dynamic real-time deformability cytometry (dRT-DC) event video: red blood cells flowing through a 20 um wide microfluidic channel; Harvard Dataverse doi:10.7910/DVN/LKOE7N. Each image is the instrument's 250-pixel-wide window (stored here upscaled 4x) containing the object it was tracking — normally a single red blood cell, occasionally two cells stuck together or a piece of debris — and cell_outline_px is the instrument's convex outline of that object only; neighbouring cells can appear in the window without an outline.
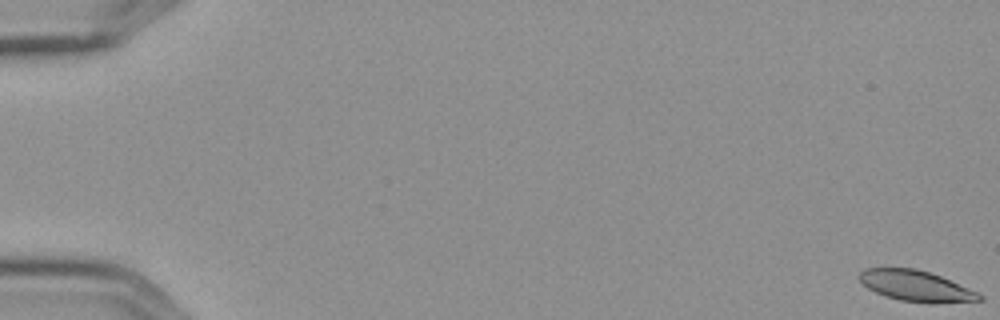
{"species": "Egyptian fruit bat (a non-hibernating species)", "species_latin": "Rousettus aegyptiacus", "temperature_condition": "cold", "stored_images_in_passage": 7, "segment_of_instrument_passage": [1, 2], "camera_frame_rate_fps": 3000, "um_per_image_px": 0.085, "frame": {"image": 1, "passage_image": 1, "time_ms": 0.0, "image_size_px": [1000, 320], "cell_outline_px": [[984, 300], [932, 304], [900, 300], [884, 296], [868, 288], [860, 280], [860, 272], [864, 268], [916, 268], [940, 276], [976, 292], [984, 296]], "centroid_in_image_um": [77.86, 24.32], "position_along_channel_um": 7.1, "area_um2": 21.39}}
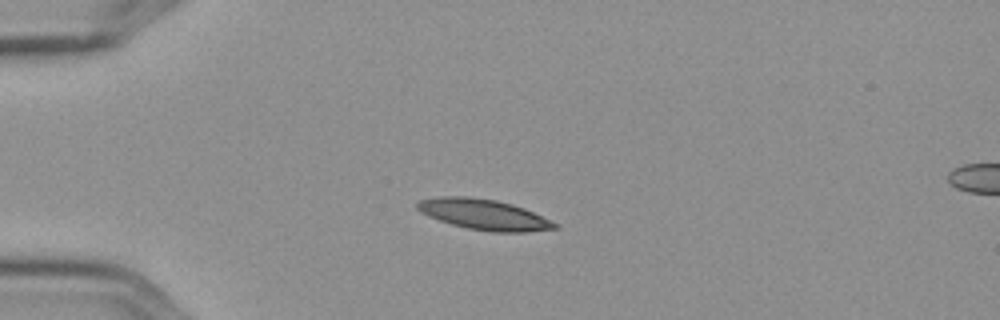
{"frame": {"image": 2, "passage_image": 5, "time_ms": 1.333, "image_size_px": [1000, 320], "cell_outline_px": [[560, 228], [524, 232], [492, 232], [468, 228], [452, 224], [428, 216], [420, 212], [416, 208], [416, 204], [420, 200], [440, 196], [468, 196], [496, 200], [512, 204], [524, 208], [556, 224]], "centroid_in_image_um": [41.09, 18.22], "position_along_channel_um": 43.9, "area_um2": 24.22}}